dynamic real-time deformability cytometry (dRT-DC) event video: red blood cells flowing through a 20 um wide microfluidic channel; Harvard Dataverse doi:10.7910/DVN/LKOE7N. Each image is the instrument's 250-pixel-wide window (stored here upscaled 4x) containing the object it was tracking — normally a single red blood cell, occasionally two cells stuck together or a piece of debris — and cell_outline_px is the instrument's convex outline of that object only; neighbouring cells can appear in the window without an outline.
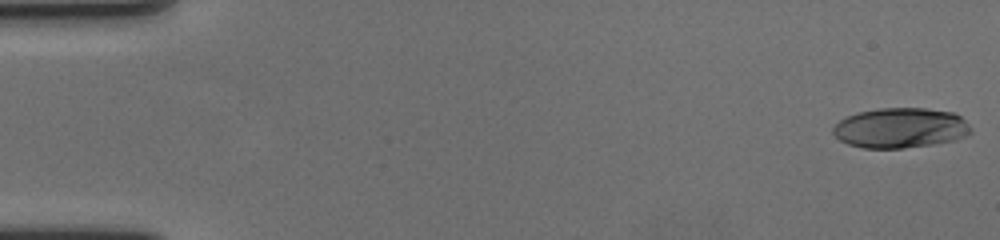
{"species": "human", "species_latin": "Homo sapiens", "temperature_condition": "cold", "stored_images_in_passage": 59, "camera_frame_rate_fps": 3000, "um_per_image_px": 0.085, "donor": {"sex": "female"}, "frame": {"image": 1, "passage_image": 1, "time_ms": 0.0, "image_size_px": [1000, 240], "cell_outline_px": [[972, 132], [968, 136], [956, 140], [932, 144], [904, 148], [864, 148], [848, 144], [840, 140], [832, 132], [832, 128], [840, 120], [856, 112], [880, 108], [928, 108], [952, 112], [960, 116], [972, 128]], "centroid_in_image_um": [76.56, 10.87], "position_along_channel_um": 8.4, "area_um2": 32.37}}
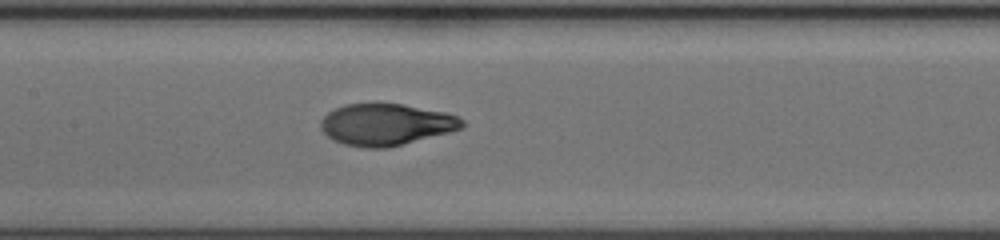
{"frame": {"image": 2, "passage_image": 29, "time_ms": 9.333, "image_size_px": [1000, 240], "cell_outline_px": [[464, 124], [460, 128], [448, 132], [388, 148], [364, 148], [344, 144], [332, 140], [320, 128], [320, 120], [328, 112], [344, 104], [404, 104], [444, 112], [456, 116], [464, 120]], "centroid_in_image_um": [32.77, 10.59], "position_along_channel_um": 174.6, "area_um2": 34.1}}
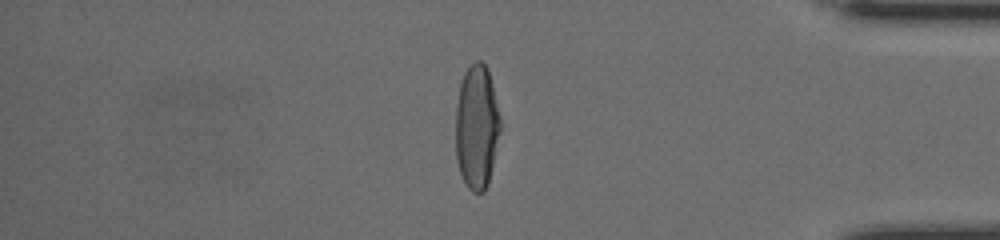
{"frame": {"image": 3, "passage_image": 50, "time_ms": 16.333, "image_size_px": [1000, 240], "cell_outline_px": [[500, 132], [488, 184], [484, 192], [472, 192], [468, 188], [460, 172], [456, 160], [456, 104], [460, 84], [464, 72], [476, 60], [480, 60], [488, 68], [492, 84], [500, 120]], "centroid_in_image_um": [40.51, 10.79], "position_along_channel_um": 394.7, "area_um2": 32.25}, "authors_computed_cell_mechanics": {"area_um2": 33.7552, "velocity_mm_per_s": 3.5453, "shape_relaxation_time_tau1_ms": 3.9234, "shape_relaxation_time_tau2_ms": 0.9133, "deformation_change_tau1": 0.2303, "deformation_change_tau2": 0.056}}